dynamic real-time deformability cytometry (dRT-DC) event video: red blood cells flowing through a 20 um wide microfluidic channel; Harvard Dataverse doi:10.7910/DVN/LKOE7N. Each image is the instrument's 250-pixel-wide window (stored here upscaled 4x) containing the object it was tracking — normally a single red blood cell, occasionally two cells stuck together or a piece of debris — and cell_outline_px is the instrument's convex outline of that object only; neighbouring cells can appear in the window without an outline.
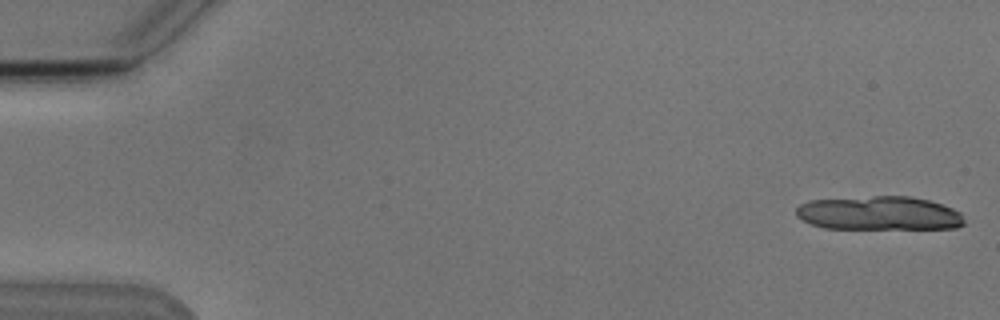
{"species": "Egyptian fruit bat (a non-hibernating species)", "species_latin": "Rousettus aegyptiacus", "temperature_condition": "cold", "stored_images_in_passage": 10, "camera_frame_rate_fps": 3000, "um_per_image_px": 0.085, "animal": {"sex": "male"}, "frame": {"image": 1, "passage_image": 1, "time_ms": 0.0, "image_size_px": [1000, 320], "cell_outline_px": [[964, 224], [956, 228], [824, 228], [812, 224], [796, 216], [796, 208], [800, 204], [808, 200], [872, 196], [912, 196], [928, 200], [952, 208], [960, 212], [964, 220]], "centroid_in_image_um": [74.71, 18.11], "position_along_channel_um": 10.3, "area_um2": 33.06}}
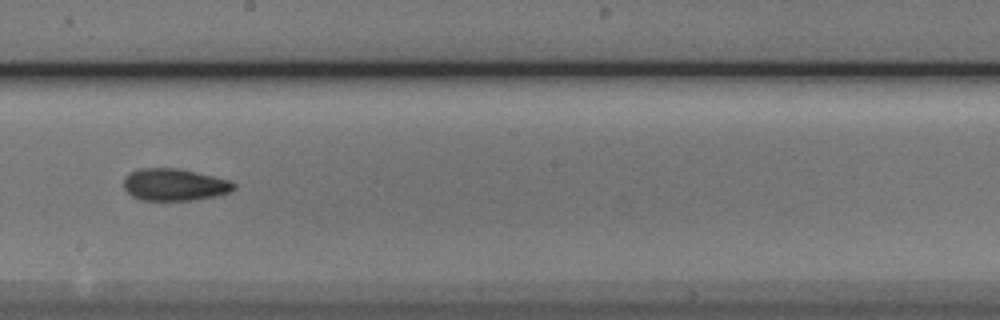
{"frame": {"image": 2, "passage_image": 9, "time_ms": 10.0, "image_size_px": [1000, 320], "cell_outline_px": [[236, 188], [232, 192], [216, 196], [192, 200], [140, 200], [132, 196], [124, 188], [124, 180], [128, 172], [140, 168], [176, 168], [232, 180], [236, 184]], "centroid_in_image_um": [14.85, 15.7], "position_along_channel_um": 233.3, "area_um2": 20.75}}
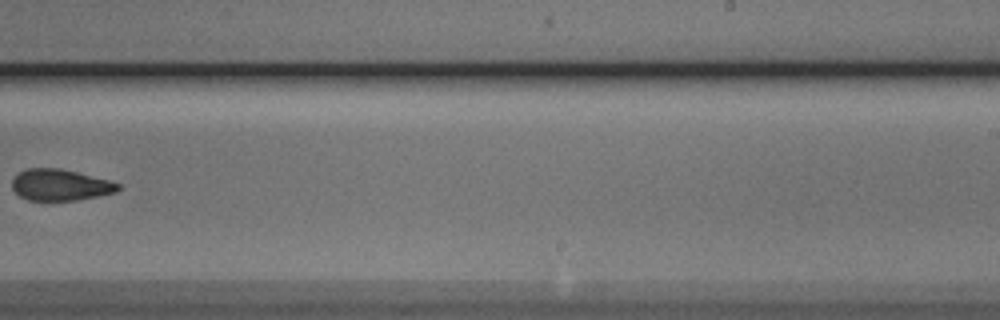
{"frame": {"image": 3, "passage_image": 10, "time_ms": 11.333, "image_size_px": [1000, 320], "cell_outline_px": [[120, 188], [116, 192], [76, 200], [28, 200], [20, 196], [12, 188], [12, 180], [20, 172], [28, 168], [60, 168], [108, 180], [120, 184]], "centroid_in_image_um": [5.11, 15.72], "position_along_channel_um": 283.9, "area_um2": 19.07}}